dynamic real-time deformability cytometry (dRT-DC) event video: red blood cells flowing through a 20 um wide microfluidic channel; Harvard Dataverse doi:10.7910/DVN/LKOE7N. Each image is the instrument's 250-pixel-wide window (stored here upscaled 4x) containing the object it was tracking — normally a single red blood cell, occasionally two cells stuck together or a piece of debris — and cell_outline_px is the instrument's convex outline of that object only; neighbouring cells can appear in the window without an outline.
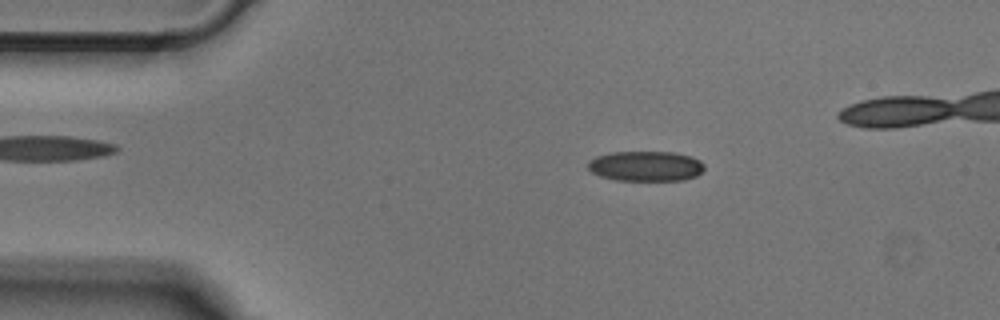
{"species": "Egyptian fruit bat (a non-hibernating species)", "species_latin": "Rousettus aegyptiacus", "temperature_condition": "cold", "stored_images_in_passage": 44, "camera_frame_rate_fps": 3000, "um_per_image_px": 0.085, "animal": {"sex": "male"}, "frame": {"image": 1, "passage_image": 8, "time_ms": 2.333, "image_size_px": [1000, 320], "cell_outline_px": [[704, 168], [696, 176], [684, 180], [616, 180], [600, 176], [592, 172], [588, 168], [588, 160], [596, 156], [612, 152], [676, 152], [692, 156], [700, 160], [704, 164]], "centroid_in_image_um": [54.89, 14.11], "position_along_channel_um": 30.1, "area_um2": 20.52}}
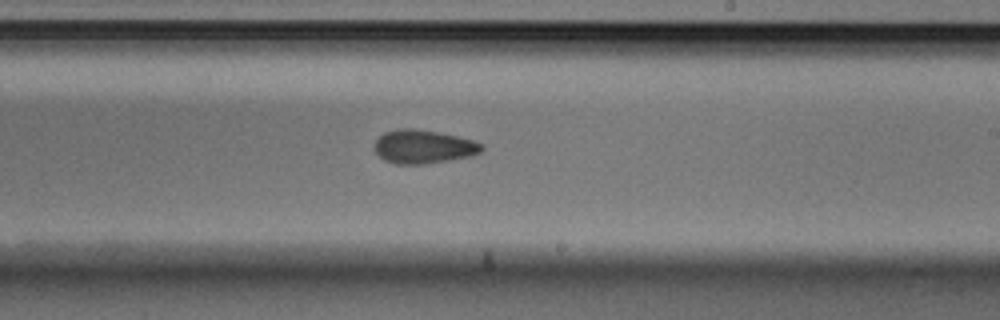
{"frame": {"image": 2, "passage_image": 28, "time_ms": 9.0, "image_size_px": [1000, 320], "cell_outline_px": [[484, 148], [480, 152], [468, 156], [448, 160], [424, 164], [396, 164], [384, 160], [372, 148], [376, 140], [384, 132], [400, 128], [412, 128], [436, 132], [456, 136], [472, 140], [484, 144]], "centroid_in_image_um": [35.95, 12.47], "position_along_channel_um": 253.0, "area_um2": 20.87}}
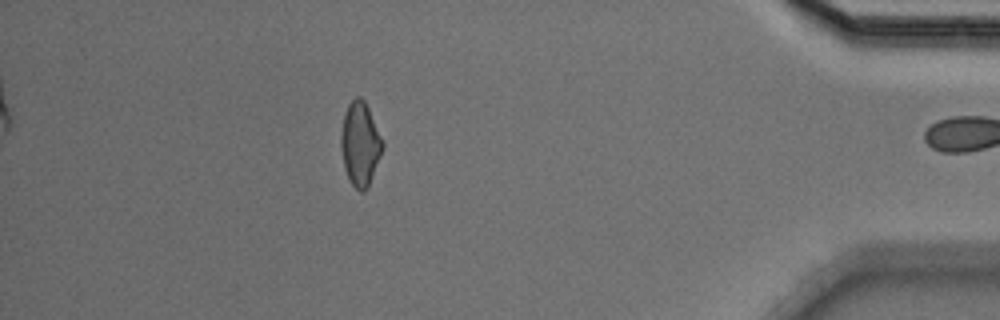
{"frame": {"image": 3, "passage_image": 43, "time_ms": 14.0, "image_size_px": [1000, 320], "cell_outline_px": [[384, 144], [368, 188], [364, 192], [360, 192], [352, 184], [344, 168], [340, 148], [340, 136], [344, 116], [348, 104], [356, 96], [360, 96], [364, 100], [368, 108]], "centroid_in_image_um": [30.59, 12.24], "position_along_channel_um": 404.6, "area_um2": 20.06}}